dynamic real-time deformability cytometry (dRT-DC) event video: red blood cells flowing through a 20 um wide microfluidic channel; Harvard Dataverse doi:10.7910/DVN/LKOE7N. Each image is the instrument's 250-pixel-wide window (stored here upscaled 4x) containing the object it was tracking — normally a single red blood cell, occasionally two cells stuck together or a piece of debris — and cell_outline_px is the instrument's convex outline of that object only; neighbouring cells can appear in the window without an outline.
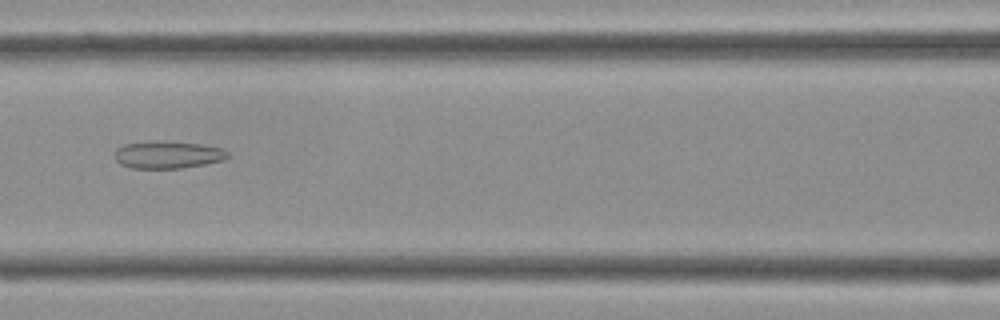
{"species": "Egyptian fruit bat (a non-hibernating species)", "species_latin": "Rousettus aegyptiacus", "temperature_condition": "cold", "stored_images_in_passage": 41, "camera_frame_rate_fps": 3000, "um_per_image_px": 0.085, "frame": {"image": 1, "passage_image": 18, "time_ms": 5.667, "image_size_px": [1000, 320], "cell_outline_px": [[228, 156], [224, 160], [204, 164], [180, 168], [132, 168], [120, 164], [112, 156], [116, 148], [124, 144], [152, 140], [156, 140], [200, 144], [220, 148], [228, 152]], "centroid_in_image_um": [14.19, 13.14], "position_along_channel_um": 152.4, "area_um2": 18.15}}
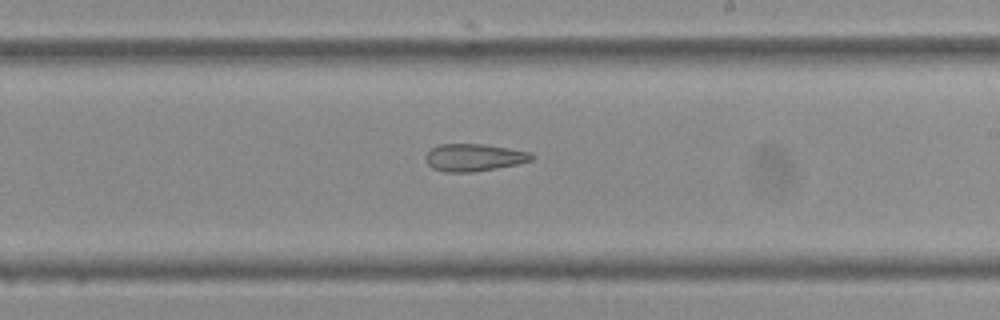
{"frame": {"image": 2, "passage_image": 24, "time_ms": 7.667, "image_size_px": [1000, 320], "cell_outline_px": [[536, 156], [532, 160], [520, 164], [472, 172], [444, 172], [432, 168], [424, 160], [424, 156], [432, 148], [440, 144], [480, 144], [508, 148], [532, 152]], "centroid_in_image_um": [40.3, 13.39], "position_along_channel_um": 248.7, "area_um2": 17.05}}
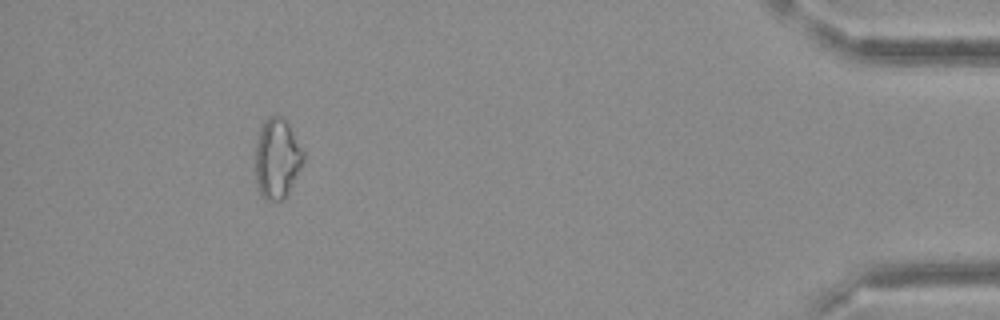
{"frame": {"image": 3, "passage_image": 38, "time_ms": 12.333, "image_size_px": [1000, 320], "cell_outline_px": [[304, 160], [288, 192], [280, 200], [264, 200], [260, 192], [256, 180], [256, 144], [264, 120], [268, 116], [284, 116], [304, 148]], "centroid_in_image_um": [23.57, 13.43], "position_along_channel_um": 411.6, "area_um2": 22.31}}